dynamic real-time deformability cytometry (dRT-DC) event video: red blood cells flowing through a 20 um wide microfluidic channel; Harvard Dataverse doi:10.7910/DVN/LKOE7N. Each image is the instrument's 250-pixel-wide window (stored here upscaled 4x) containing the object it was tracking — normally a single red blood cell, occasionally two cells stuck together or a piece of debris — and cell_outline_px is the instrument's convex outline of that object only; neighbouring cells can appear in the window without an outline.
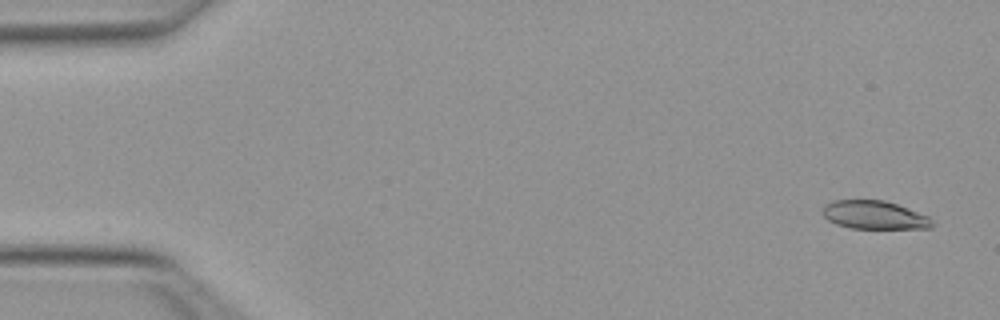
{"species": "Egyptian fruit bat (a non-hibernating species)", "species_latin": "Rousettus aegyptiacus", "temperature_condition": "warm", "stored_images_in_passage": 50, "camera_frame_rate_fps": 3000, "um_per_image_px": 0.085, "animal": {"sex": "female"}, "frame": {"image": 1, "passage_image": 1, "time_ms": 0.0, "image_size_px": [1000, 320], "cell_outline_px": [[932, 228], [852, 228], [836, 224], [828, 220], [824, 216], [824, 208], [832, 200], [884, 200], [896, 204], [928, 216], [932, 220]], "centroid_in_image_um": [74.32, 18.27], "position_along_channel_um": 10.7, "area_um2": 17.74}}
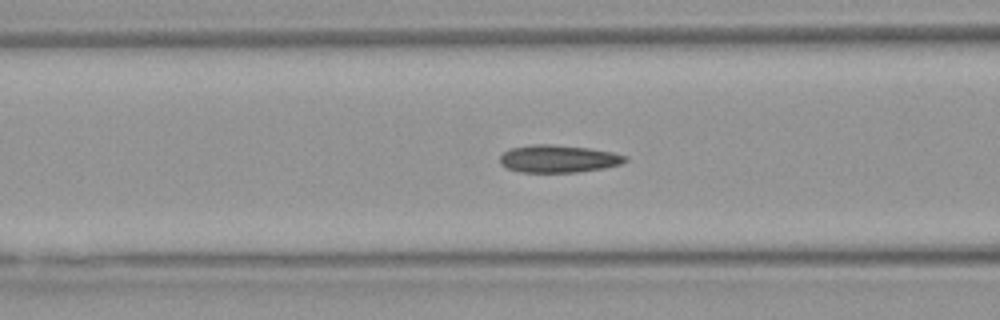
{"frame": {"image": 2, "passage_image": 19, "time_ms": 6.0, "image_size_px": [1000, 320], "cell_outline_px": [[628, 160], [620, 164], [604, 168], [576, 172], [520, 172], [504, 168], [500, 164], [500, 156], [508, 148], [536, 144], [548, 144], [588, 148], [612, 152], [628, 156]], "centroid_in_image_um": [47.43, 13.5], "position_along_channel_um": 119.2, "area_um2": 20.17}}
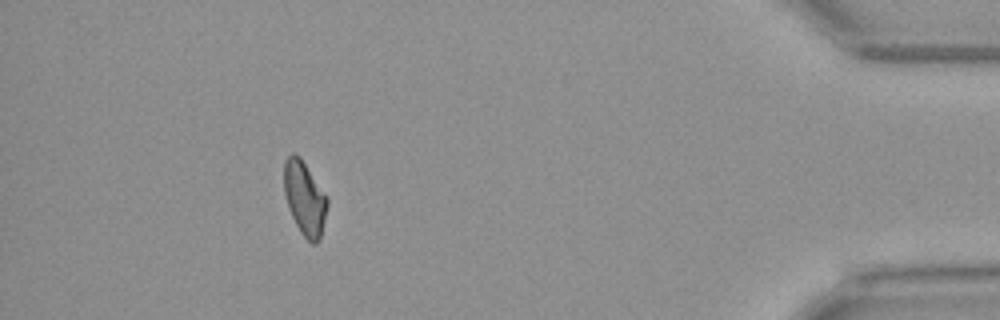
{"frame": {"image": 3, "passage_image": 45, "time_ms": 14.667, "image_size_px": [1000, 320], "cell_outline_px": [[328, 204], [320, 240], [316, 244], [312, 244], [300, 232], [292, 216], [284, 192], [284, 160], [292, 152], [296, 152], [300, 156], [328, 196]], "centroid_in_image_um": [25.91, 16.82], "position_along_channel_um": 409.3, "area_um2": 18.79}, "authors_computed_cell_mechanics": {"area_um2": 19.2474, "velocity_mm_per_s": 4.0122, "shape_relaxation_time_tau1_ms": null, "shape_relaxation_time_tau2_ms": 2.9182, "deformation_change_tau1": null, "deformation_change_tau2": 0.1013}}